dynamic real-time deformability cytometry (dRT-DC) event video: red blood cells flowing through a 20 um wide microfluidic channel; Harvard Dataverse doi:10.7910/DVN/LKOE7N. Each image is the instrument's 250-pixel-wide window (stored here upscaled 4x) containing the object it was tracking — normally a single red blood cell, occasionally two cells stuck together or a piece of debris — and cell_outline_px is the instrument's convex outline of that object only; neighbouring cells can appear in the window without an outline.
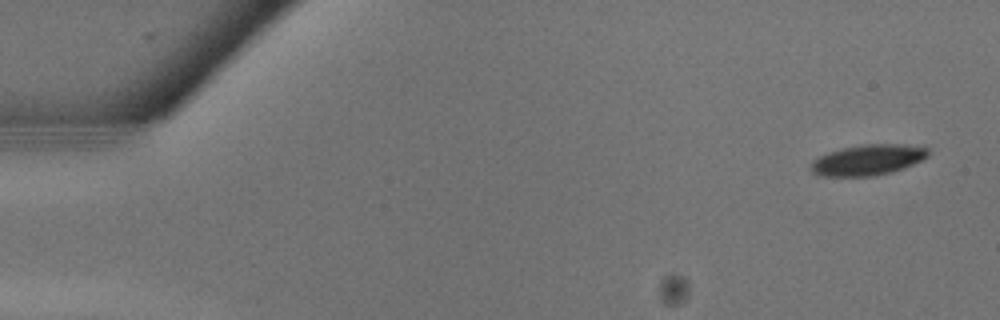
{"species": "common noctule bat (a hibernating species)", "species_latin": "Nyctalus noctula", "temperature_condition": "warm", "stored_images_in_passage": 11, "camera_frame_rate_fps": 3000, "um_per_image_px": 0.085, "animal": {"sex": "male", "body_mass_g": 13.3}, "frame": {"image": 1, "passage_image": 2, "time_ms": 0.333, "image_size_px": [1000, 320], "cell_outline_px": [[928, 156], [924, 160], [904, 168], [892, 172], [872, 176], [816, 176], [812, 172], [812, 160], [828, 152], [840, 148], [860, 144], [904, 144], [928, 148]], "centroid_in_image_um": [73.77, 13.59], "position_along_channel_um": 11.2, "area_um2": 21.15}}
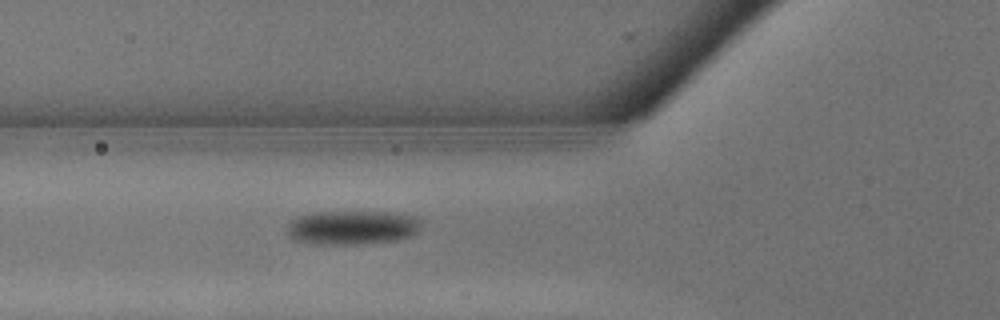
{"frame": {"image": 2, "passage_image": 11, "time_ms": 3.333, "image_size_px": [1000, 320], "cell_outline_px": [[420, 224], [416, 232], [412, 236], [392, 240], [356, 244], [316, 244], [292, 240], [288, 232], [288, 228], [292, 220], [300, 216], [316, 212], [388, 212], [412, 216], [420, 220]], "centroid_in_image_um": [29.91, 19.34], "position_along_channel_um": 95.9, "area_um2": 26.18}}